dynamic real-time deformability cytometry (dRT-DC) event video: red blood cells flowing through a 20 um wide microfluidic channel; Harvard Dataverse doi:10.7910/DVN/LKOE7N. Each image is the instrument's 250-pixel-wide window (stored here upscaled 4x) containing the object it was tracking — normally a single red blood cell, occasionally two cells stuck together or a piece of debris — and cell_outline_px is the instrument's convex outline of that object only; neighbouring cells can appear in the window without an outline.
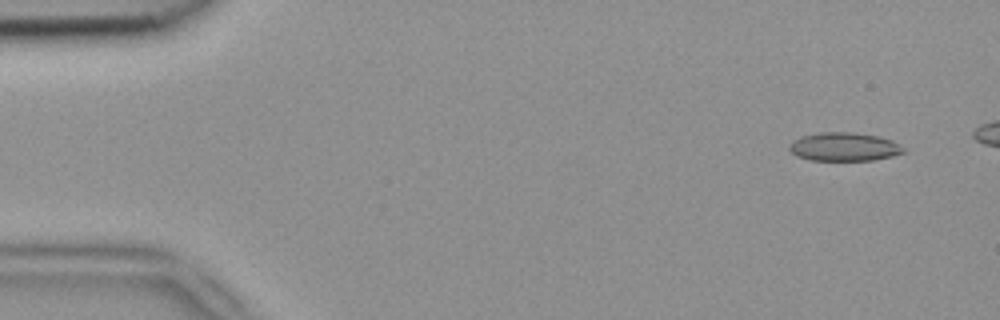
{"species": "common noctule bat (a hibernating species)", "species_latin": "Nyctalus noctula", "temperature_condition": "room temperature", "stored_images_in_passage": 44, "camera_frame_rate_fps": 3000, "um_per_image_px": 0.085, "animal": {"sex": "female", "body_mass_g": 18.4}, "frame": {"image": 1, "passage_image": 1, "time_ms": 0.0, "image_size_px": [1000, 320], "cell_outline_px": [[904, 152], [892, 156], [872, 160], [812, 160], [796, 156], [788, 148], [788, 144], [792, 140], [800, 136], [820, 132], [852, 132], [876, 136], [892, 140], [900, 144], [904, 148]], "centroid_in_image_um": [71.71, 12.47], "position_along_channel_um": 13.3, "area_um2": 19.02}}
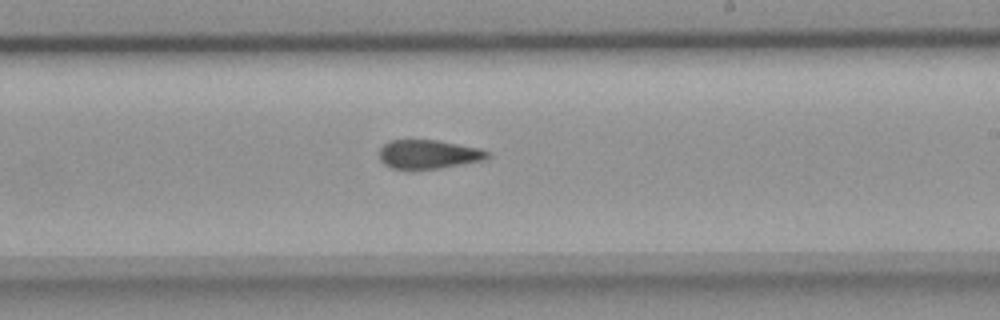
{"frame": {"image": 2, "passage_image": 28, "time_ms": 9.0, "image_size_px": [1000, 320], "cell_outline_px": [[488, 156], [484, 160], [440, 168], [412, 172], [392, 168], [384, 164], [380, 160], [380, 148], [388, 140], [436, 140], [480, 148], [488, 152]], "centroid_in_image_um": [36.36, 13.15], "position_along_channel_um": 252.6, "area_um2": 18.61}}
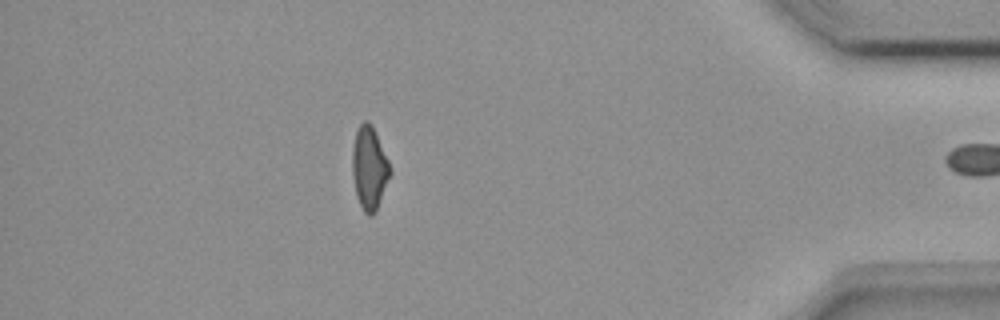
{"frame": {"image": 3, "passage_image": 43, "time_ms": 14.0, "image_size_px": [1000, 320], "cell_outline_px": [[392, 172], [376, 212], [372, 216], [368, 216], [364, 212], [356, 196], [352, 176], [352, 148], [356, 132], [360, 124], [364, 120], [368, 120], [372, 124], [388, 160]], "centroid_in_image_um": [31.39, 14.3], "position_along_channel_um": 403.8, "area_um2": 18.5}, "authors_computed_cell_mechanics": {"area_um2": 19.1029, "velocity_mm_per_s": 3.9232, "shape_relaxation_time_tau1_ms": 8.0448, "shape_relaxation_time_tau2_ms": 1.626, "deformation_change_tau1": 0.179, "deformation_change_tau2": 0.0902}}